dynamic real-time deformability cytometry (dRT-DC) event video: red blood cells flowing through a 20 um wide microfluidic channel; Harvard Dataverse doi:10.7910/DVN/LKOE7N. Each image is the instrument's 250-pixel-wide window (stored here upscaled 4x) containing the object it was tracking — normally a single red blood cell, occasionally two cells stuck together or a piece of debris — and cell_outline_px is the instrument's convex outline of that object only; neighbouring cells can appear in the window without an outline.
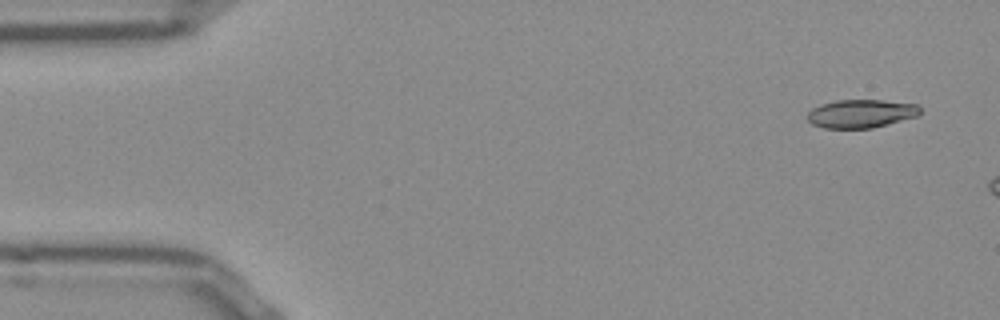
{"species": "Egyptian fruit bat (a non-hibernating species)", "species_latin": "Rousettus aegyptiacus", "temperature_condition": "room temperature", "stored_images_in_passage": 6, "camera_frame_rate_fps": 3000, "um_per_image_px": 0.085, "frame": {"image": 1, "passage_image": 1, "time_ms": 0.0, "image_size_px": [1000, 320], "cell_outline_px": [[920, 112], [916, 116], [872, 128], [824, 128], [812, 124], [808, 120], [808, 112], [812, 108], [820, 104], [836, 100], [880, 100], [916, 104], [920, 108]], "centroid_in_image_um": [73.14, 9.65], "position_along_channel_um": 11.9, "area_um2": 18.44}}